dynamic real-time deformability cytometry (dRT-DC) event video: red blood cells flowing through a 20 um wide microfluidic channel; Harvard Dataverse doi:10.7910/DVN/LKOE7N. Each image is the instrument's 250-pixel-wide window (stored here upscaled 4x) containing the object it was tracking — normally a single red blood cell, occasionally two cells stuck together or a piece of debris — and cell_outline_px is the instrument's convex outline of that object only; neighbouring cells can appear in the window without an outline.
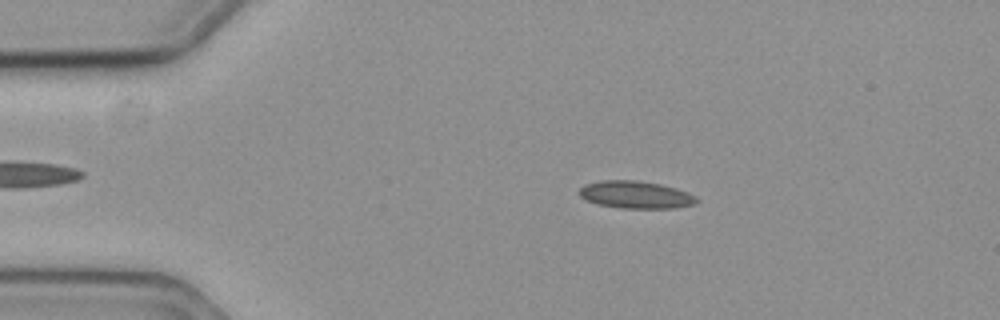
{"species": "common noctule bat (a hibernating species)", "species_latin": "Nyctalus noctula", "temperature_condition": "cold", "stored_images_in_passage": 49, "camera_frame_rate_fps": 3000, "um_per_image_px": 0.085, "animal": {"sex": "female", "body_mass_g": 19.3, "forearm_length_mm": 54.1}, "frame": {"image": 1, "passage_image": 10, "time_ms": 3.0, "image_size_px": [1000, 320], "cell_outline_px": [[700, 200], [696, 204], [676, 208], [620, 208], [596, 204], [580, 196], [580, 188], [588, 184], [604, 180], [636, 180], [660, 184], [676, 188], [688, 192], [696, 196]], "centroid_in_image_um": [54.1, 16.56], "position_along_channel_um": 30.9, "area_um2": 18.73}}
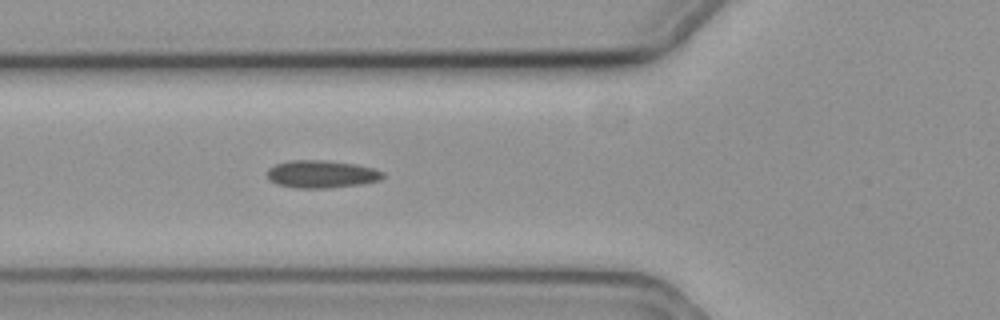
{"frame": {"image": 2, "passage_image": 20, "time_ms": 6.333, "image_size_px": [1000, 320], "cell_outline_px": [[384, 176], [380, 180], [360, 184], [328, 188], [296, 188], [276, 184], [268, 176], [268, 168], [276, 164], [288, 160], [324, 160], [356, 164], [372, 168], [384, 172]], "centroid_in_image_um": [27.33, 14.8], "position_along_channel_um": 98.5, "area_um2": 18.55}}
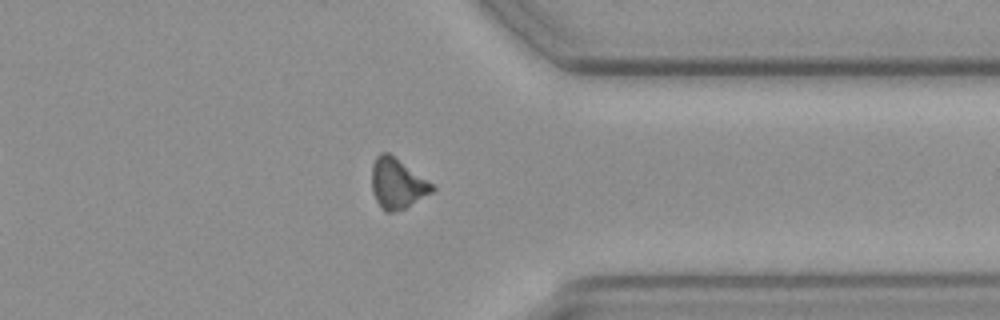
{"frame": {"image": 3, "passage_image": 44, "time_ms": 14.333, "image_size_px": [1000, 320], "cell_outline_px": [[436, 188], [432, 192], [404, 208], [392, 212], [384, 212], [376, 200], [372, 192], [372, 164], [376, 156], [380, 152], [388, 152], [432, 184]], "centroid_in_image_um": [33.72, 15.6], "position_along_channel_um": 377.7, "area_um2": 17.34}}